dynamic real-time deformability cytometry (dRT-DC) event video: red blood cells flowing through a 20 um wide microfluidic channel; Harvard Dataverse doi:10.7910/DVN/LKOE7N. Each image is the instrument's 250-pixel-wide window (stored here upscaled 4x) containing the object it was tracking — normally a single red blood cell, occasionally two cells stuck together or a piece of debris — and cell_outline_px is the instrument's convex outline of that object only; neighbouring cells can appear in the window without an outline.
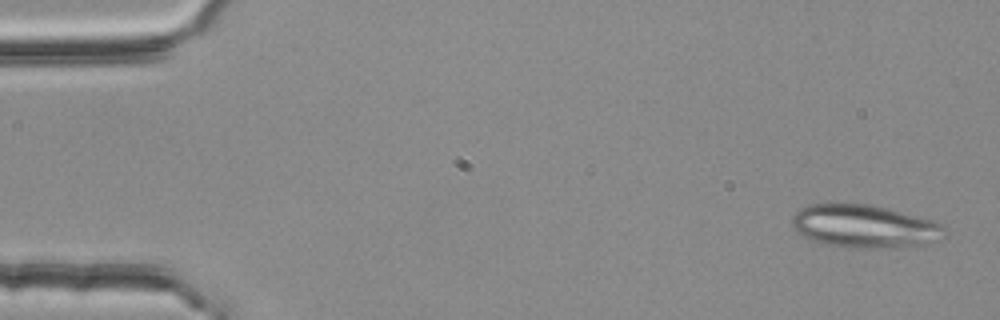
{"species": "common noctule bat (a hibernating species)", "species_latin": "Nyctalus noctula", "temperature_condition": "room temperature", "stored_images_in_passage": 53, "segment_of_instrument_passage": [1, 2], "camera_frame_rate_fps": 3000, "um_per_image_px": 0.085, "animal": {"sex": "female", "body_mass_g": 25.1}, "frame": {"image": 1, "passage_image": 2, "time_ms": 0.333, "image_size_px": [1000, 320], "cell_outline_px": [[944, 228], [936, 240], [920, 244], [876, 248], [852, 248], [824, 244], [812, 240], [804, 236], [792, 224], [792, 216], [800, 208], [812, 204], [868, 204], [888, 208], [932, 220], [940, 224]], "centroid_in_image_um": [73.41, 19.22], "position_along_channel_um": 11.6, "area_um2": 37.34}}